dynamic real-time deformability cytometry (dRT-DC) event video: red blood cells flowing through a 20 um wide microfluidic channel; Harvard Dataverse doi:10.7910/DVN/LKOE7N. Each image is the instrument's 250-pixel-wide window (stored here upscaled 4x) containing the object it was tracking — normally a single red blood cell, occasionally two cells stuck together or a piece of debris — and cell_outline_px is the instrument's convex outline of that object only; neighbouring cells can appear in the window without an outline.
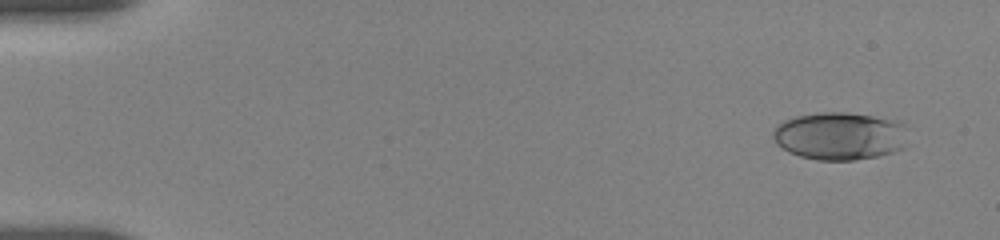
{"species": "human", "species_latin": "Homo sapiens", "temperature_condition": "room temperature", "stored_images_in_passage": 19, "camera_frame_rate_fps": 3000, "um_per_image_px": 0.085, "donor": {"sex": "female"}, "frame": {"image": 1, "passage_image": 1, "time_ms": 0.0, "image_size_px": [1000, 240], "cell_outline_px": [[908, 128], [904, 148], [880, 156], [852, 160], [816, 160], [800, 156], [788, 152], [776, 144], [772, 136], [772, 132], [776, 124], [784, 120], [796, 116], [820, 112], [848, 112], [908, 120]], "centroid_in_image_um": [71.45, 11.53], "position_along_channel_um": 13.5, "area_um2": 38.73}}
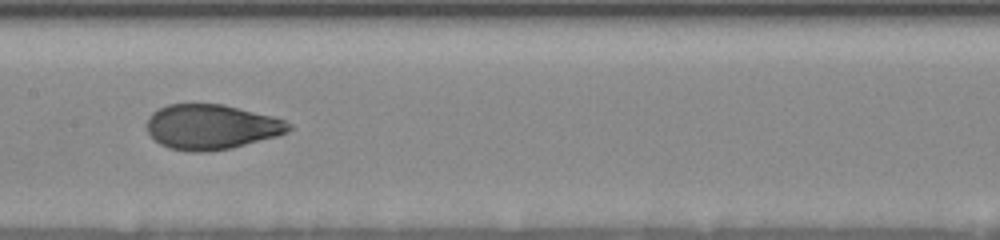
{"frame": {"image": 2, "passage_image": 10, "time_ms": 8.333, "image_size_px": [1000, 240], "cell_outline_px": [[292, 128], [288, 132], [276, 136], [232, 148], [208, 152], [192, 152], [168, 148], [160, 144], [148, 132], [148, 116], [152, 112], [168, 104], [224, 104], [272, 116], [284, 120], [292, 124]], "centroid_in_image_um": [17.98, 10.79], "position_along_channel_um": 189.4, "area_um2": 37.22}}
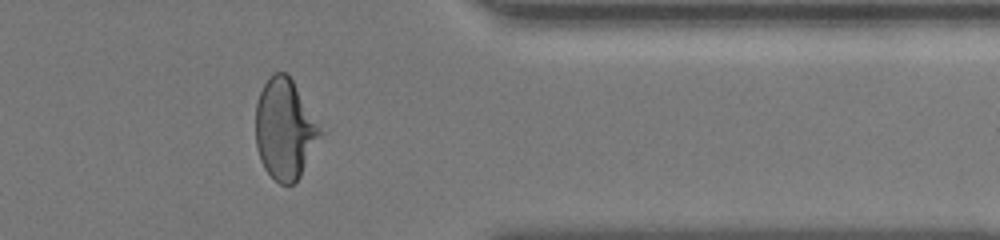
{"frame": {"image": 3, "passage_image": 16, "time_ms": 14.0, "image_size_px": [1000, 240], "cell_outline_px": [[324, 132], [300, 176], [292, 184], [280, 184], [264, 168], [260, 160], [256, 148], [256, 104], [260, 92], [268, 76], [272, 72], [284, 72], [292, 80]], "centroid_in_image_um": [24.2, 10.97], "position_along_channel_um": 387.2, "area_um2": 37.63}, "authors_computed_cell_mechanics": {"area_um2": 37.6278, "velocity_mm_per_s": 3.6794, "shape_relaxation_time_tau1_ms": 4.2602, "shape_relaxation_time_tau2_ms": null, "deformation_change_tau1": 0.1564, "deformation_change_tau2": null}}